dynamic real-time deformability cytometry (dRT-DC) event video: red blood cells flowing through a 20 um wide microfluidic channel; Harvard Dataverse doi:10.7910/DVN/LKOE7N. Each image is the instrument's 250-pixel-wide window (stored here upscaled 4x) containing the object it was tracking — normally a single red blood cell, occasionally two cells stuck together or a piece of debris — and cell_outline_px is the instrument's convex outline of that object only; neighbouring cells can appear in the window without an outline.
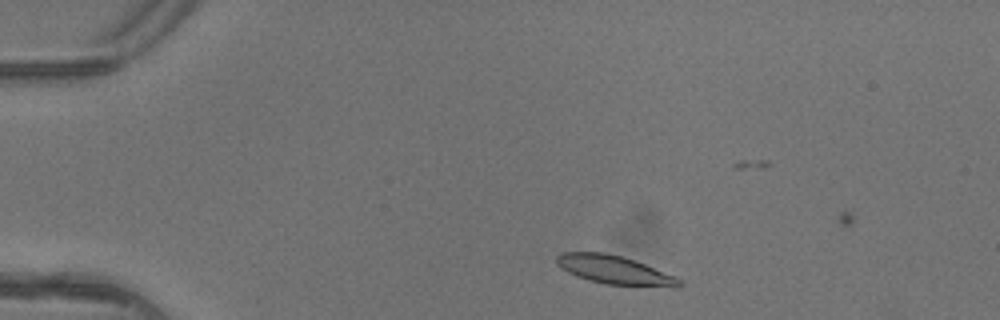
{"species": "common noctule bat (a hibernating species)", "species_latin": "Nyctalus noctula", "temperature_condition": "warm", "stored_images_in_passage": 5, "camera_frame_rate_fps": 3000, "um_per_image_px": 0.085, "animal": {"sex": "female"}, "frame": {"image": 1, "passage_image": 1, "time_ms": 0.0, "image_size_px": [1000, 320], "cell_outline_px": [[684, 284], [680, 288], [676, 288], [604, 284], [588, 280], [576, 276], [568, 272], [556, 264], [556, 256], [560, 252], [604, 252], [624, 256], [636, 260], [676, 276]], "centroid_in_image_um": [52.29, 22.95], "position_along_channel_um": 32.7, "area_um2": 20.98}}
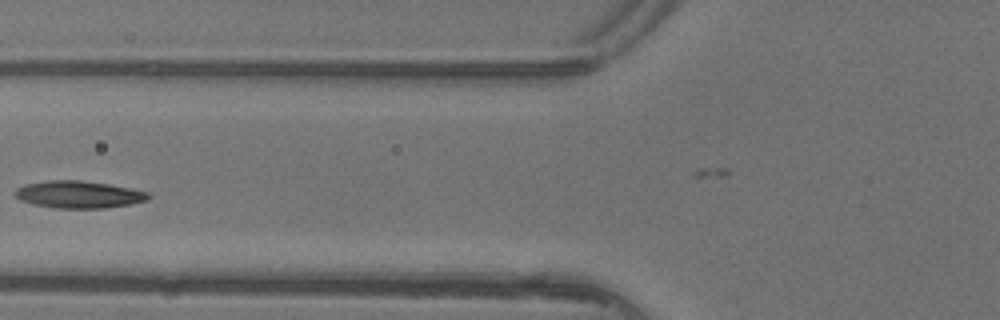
{"frame": {"image": 2, "passage_image": 4, "time_ms": 1.0, "image_size_px": [1000, 320], "cell_outline_px": [[152, 196], [144, 200], [128, 204], [104, 208], [56, 208], [32, 204], [20, 200], [12, 196], [12, 192], [16, 188], [28, 184], [48, 180], [80, 180], [108, 184], [148, 192]], "centroid_in_image_um": [6.6, 16.53], "position_along_channel_um": 119.2, "area_um2": 21.04}}
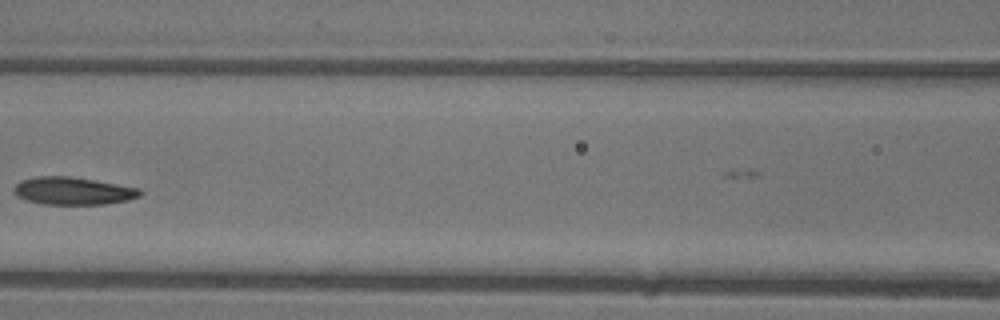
{"frame": {"image": 3, "passage_image": 5, "time_ms": 1.333, "image_size_px": [1000, 320], "cell_outline_px": [[144, 192], [140, 196], [128, 200], [104, 204], [44, 204], [28, 200], [16, 196], [12, 192], [12, 188], [20, 180], [36, 176], [68, 176], [96, 180], [140, 188]], "centroid_in_image_um": [6.2, 16.22], "position_along_channel_um": 160.4, "area_um2": 20.46}}